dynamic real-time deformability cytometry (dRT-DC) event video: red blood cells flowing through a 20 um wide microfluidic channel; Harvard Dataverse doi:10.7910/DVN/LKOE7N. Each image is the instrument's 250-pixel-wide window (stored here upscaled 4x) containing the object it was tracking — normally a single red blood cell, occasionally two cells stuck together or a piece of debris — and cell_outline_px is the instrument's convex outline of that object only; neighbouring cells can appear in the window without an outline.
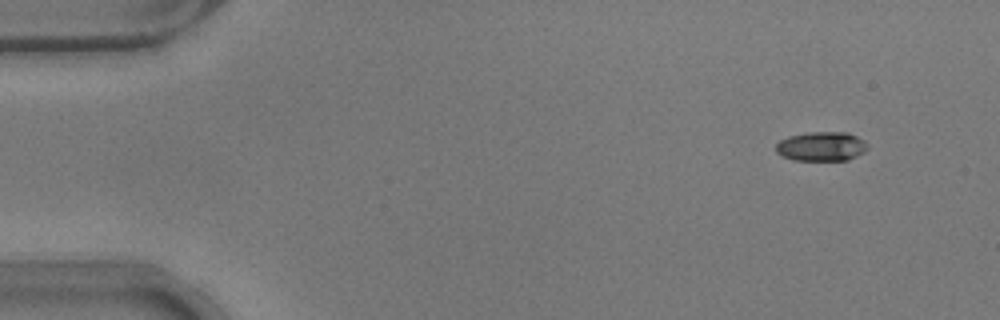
{"species": "common noctule bat (a hibernating species)", "species_latin": "Nyctalus noctula", "temperature_condition": "warm", "stored_images_in_passage": 50, "camera_frame_rate_fps": 3000, "um_per_image_px": 0.085, "animal": {"sex": "male", "body_mass_g": 17.9}, "frame": {"image": 1, "passage_image": 1, "time_ms": 0.0, "image_size_px": [1000, 320], "cell_outline_px": [[868, 148], [864, 152], [848, 160], [792, 160], [776, 152], [776, 144], [780, 140], [788, 136], [808, 132], [848, 132], [864, 140], [868, 144]], "centroid_in_image_um": [69.83, 12.44], "position_along_channel_um": 15.2, "area_um2": 15.72}}
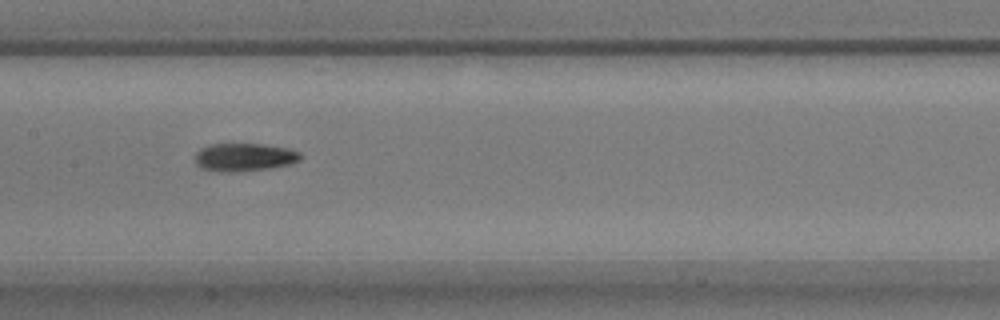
{"frame": {"image": 2, "passage_image": 23, "time_ms": 7.333, "image_size_px": [1000, 320], "cell_outline_px": [[304, 156], [300, 160], [292, 164], [272, 168], [244, 172], [220, 172], [204, 168], [196, 164], [196, 152], [200, 148], [208, 144], [260, 144], [288, 148], [300, 152]], "centroid_in_image_um": [20.81, 13.37], "position_along_channel_um": 186.6, "area_um2": 17.51}}
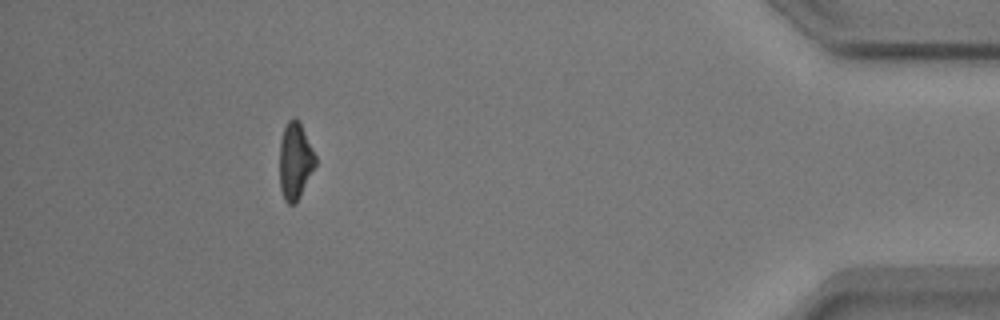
{"frame": {"image": 3, "passage_image": 45, "time_ms": 14.667, "image_size_px": [1000, 320], "cell_outline_px": [[316, 164], [296, 204], [288, 204], [284, 200], [280, 188], [280, 140], [284, 128], [288, 120], [296, 120], [300, 124], [316, 156]], "centroid_in_image_um": [25.07, 13.74], "position_along_channel_um": 410.1, "area_um2": 15.72}, "authors_computed_cell_mechanics": {"area_um2": 16.6175, "velocity_mm_per_s": 3.8059, "shape_relaxation_time_tau1_ms": 7.0098, "shape_relaxation_time_tau2_ms": 2.8438, "deformation_change_tau1": 0.1931, "deformation_change_tau2": 0.0973}}